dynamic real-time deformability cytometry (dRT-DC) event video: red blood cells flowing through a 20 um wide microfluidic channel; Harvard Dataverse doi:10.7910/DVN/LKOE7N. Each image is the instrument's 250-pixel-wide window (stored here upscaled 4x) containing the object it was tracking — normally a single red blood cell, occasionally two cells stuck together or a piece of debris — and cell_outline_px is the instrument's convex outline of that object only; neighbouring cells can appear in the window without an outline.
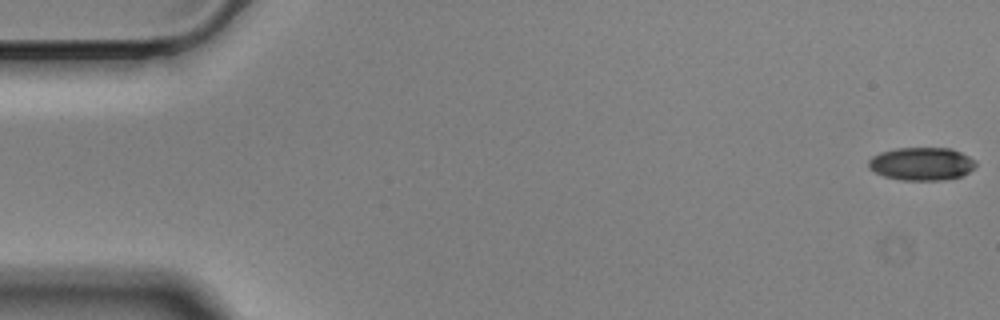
{"species": "Egyptian fruit bat (a non-hibernating species)", "species_latin": "Rousettus aegyptiacus", "temperature_condition": "cold", "stored_images_in_passage": 57, "camera_frame_rate_fps": 3000, "um_per_image_px": 0.085, "animal": {"sex": "male"}, "frame": {"image": 1, "passage_image": 1, "time_ms": 0.0, "image_size_px": [1000, 320], "cell_outline_px": [[976, 164], [968, 172], [960, 176], [944, 180], [900, 180], [884, 176], [868, 168], [868, 160], [872, 156], [880, 152], [896, 148], [952, 148], [976, 160]], "centroid_in_image_um": [78.31, 13.92], "position_along_channel_um": 6.7, "area_um2": 20.63}}
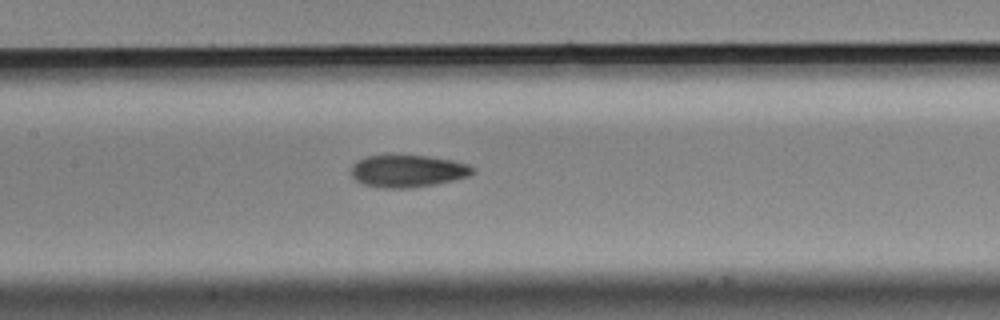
{"frame": {"image": 2, "passage_image": 27, "time_ms": 8.667, "image_size_px": [1000, 320], "cell_outline_px": [[476, 168], [468, 176], [452, 180], [412, 188], [384, 188], [364, 184], [356, 180], [352, 176], [352, 164], [356, 160], [368, 156], [428, 156], [452, 160], [468, 164]], "centroid_in_image_um": [34.65, 14.54], "position_along_channel_um": 172.8, "area_um2": 22.54}}
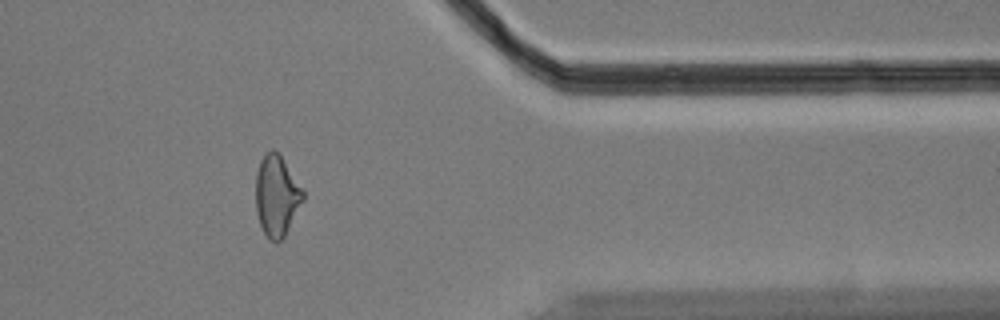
{"frame": {"image": 3, "passage_image": 47, "time_ms": 15.333, "image_size_px": [1000, 320], "cell_outline_px": [[304, 200], [284, 236], [280, 240], [268, 240], [260, 224], [256, 212], [256, 172], [260, 160], [264, 152], [272, 148], [280, 156], [304, 192]], "centroid_in_image_um": [23.49, 16.63], "position_along_channel_um": 387.9, "area_um2": 21.96}, "authors_computed_cell_mechanics": {"area_um2": 22.542, "velocity_mm_per_s": 3.5023, "shape_relaxation_time_tau1_ms": 5.0516, "shape_relaxation_time_tau2_ms": 2.6371, "deformation_change_tau1": 0.1457, "deformation_change_tau2": 0.0903}}